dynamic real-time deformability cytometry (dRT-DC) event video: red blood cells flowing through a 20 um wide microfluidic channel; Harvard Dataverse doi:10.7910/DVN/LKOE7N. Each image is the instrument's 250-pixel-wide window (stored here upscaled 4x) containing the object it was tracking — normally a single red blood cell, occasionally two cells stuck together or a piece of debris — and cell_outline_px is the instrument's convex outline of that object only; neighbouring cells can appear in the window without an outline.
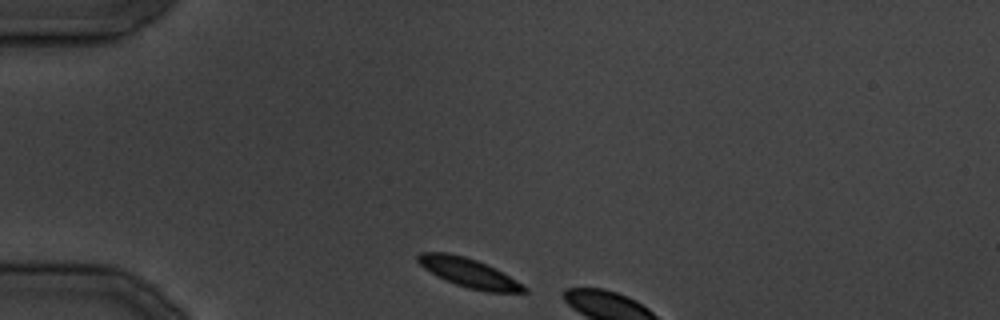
{"species": "common noctule bat (a hibernating species)", "species_latin": "Nyctalus noctula", "temperature_condition": "cold", "stored_images_in_passage": 3, "camera_frame_rate_fps": 3000, "um_per_image_px": 0.085, "animal": {"sex": "male", "body_mass_g": 19.5, "forearm_length_mm": 54.6}, "frame": {"image": 1, "passage_image": 1, "time_ms": 0.0, "image_size_px": [1000, 320], "cell_outline_px": [[528, 292], [488, 292], [468, 288], [456, 284], [424, 268], [416, 260], [416, 256], [420, 252], [448, 252], [464, 256], [476, 260], [496, 268], [516, 280], [528, 288]], "centroid_in_image_um": [39.87, 23.17], "position_along_channel_um": 45.1, "area_um2": 17.74}}